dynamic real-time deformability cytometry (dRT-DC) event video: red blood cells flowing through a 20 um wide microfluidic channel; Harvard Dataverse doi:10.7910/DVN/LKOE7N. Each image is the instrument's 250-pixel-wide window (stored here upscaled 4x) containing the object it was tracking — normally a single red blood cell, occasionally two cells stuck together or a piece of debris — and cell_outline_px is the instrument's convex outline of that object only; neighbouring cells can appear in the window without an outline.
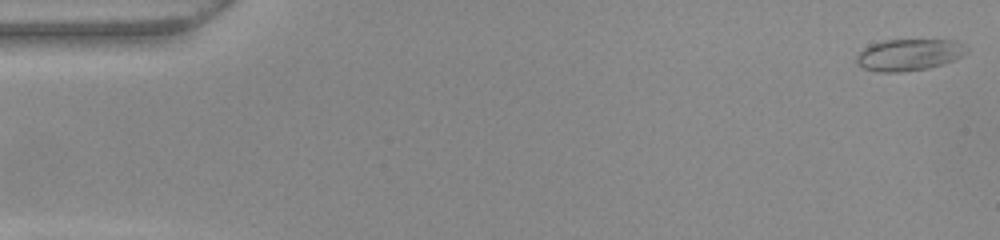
{"species": "common noctule bat (a hibernating species)", "species_latin": "Nyctalus noctula", "temperature_condition": "warm", "stored_images_in_passage": 51, "camera_frame_rate_fps": 3000, "um_per_image_px": 0.085, "animal": {"sex": "female", "body_mass_g": 22.0, "forearm_length_mm": 56.7}, "frame": {"image": 1, "passage_image": 1, "time_ms": 0.0, "image_size_px": [1000, 240], "cell_outline_px": [[968, 52], [956, 60], [928, 68], [900, 72], [880, 72], [864, 68], [856, 60], [856, 56], [868, 44], [884, 40], [956, 40], [968, 44]], "centroid_in_image_um": [77.33, 4.64], "position_along_channel_um": 7.7, "area_um2": 20.52}}
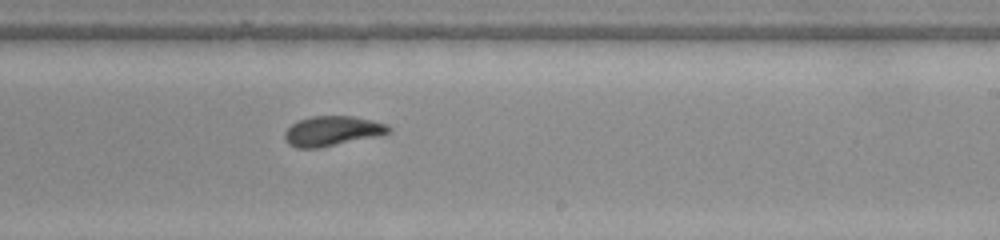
{"frame": {"image": 2, "passage_image": 31, "time_ms": 10.0, "image_size_px": [1000, 240], "cell_outline_px": [[392, 128], [388, 132], [376, 136], [320, 148], [296, 148], [288, 144], [284, 140], [284, 132], [292, 124], [300, 120], [312, 116], [352, 116], [372, 120], [388, 124]], "centroid_in_image_um": [28.21, 11.14], "position_along_channel_um": 260.8, "area_um2": 18.03}}
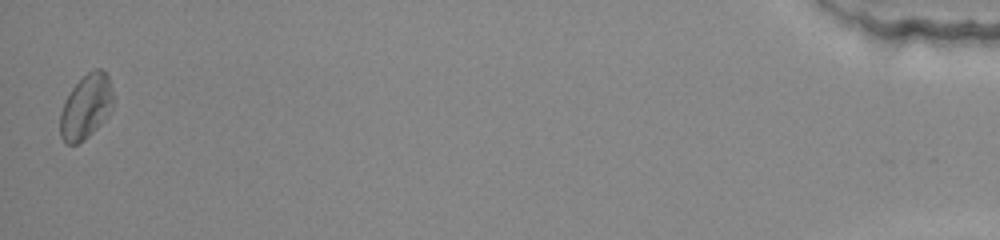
{"frame": {"image": 3, "passage_image": 51, "time_ms": 16.667, "image_size_px": [1000, 240], "cell_outline_px": [[112, 104], [108, 116], [84, 140], [76, 144], [68, 144], [60, 136], [60, 112], [64, 100], [72, 88], [88, 72], [96, 68], [100, 68], [108, 76], [112, 88]], "centroid_in_image_um": [7.29, 9.07], "position_along_channel_um": 427.9, "area_um2": 19.71}, "authors_computed_cell_mechanics": {"area_um2": 18.785, "velocity_mm_per_s": 3.9477, "shape_relaxation_time_tau1_ms": 5.859, "shape_relaxation_time_tau2_ms": 1.4489, "deformation_change_tau1": 0.1234, "deformation_change_tau2": 0.0545}}